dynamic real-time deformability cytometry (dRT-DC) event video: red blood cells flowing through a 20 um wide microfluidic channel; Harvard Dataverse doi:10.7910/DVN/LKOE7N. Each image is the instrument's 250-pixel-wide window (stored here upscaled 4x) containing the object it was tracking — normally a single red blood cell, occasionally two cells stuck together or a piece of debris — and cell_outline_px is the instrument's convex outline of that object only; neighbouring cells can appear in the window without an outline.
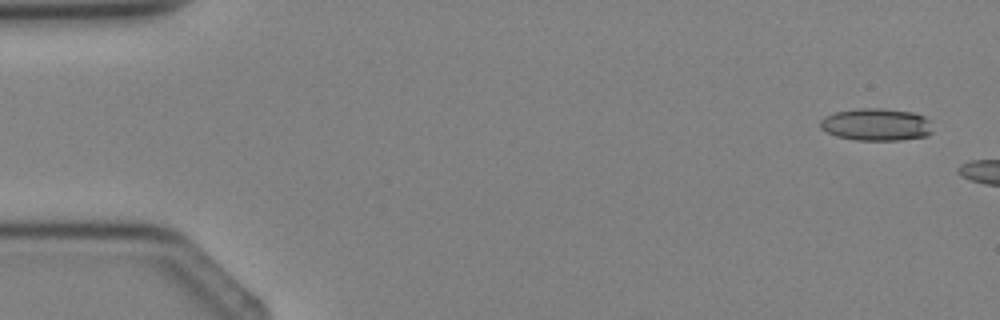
{"species": "Egyptian fruit bat (a non-hibernating species)", "species_latin": "Rousettus aegyptiacus", "temperature_condition": "cold", "stored_images_in_passage": 4, "camera_frame_rate_fps": 3000, "um_per_image_px": 0.085, "animal": {"sex": "female"}, "frame": {"image": 1, "passage_image": 1, "time_ms": 0.0, "image_size_px": [1000, 320], "cell_outline_px": [[932, 132], [928, 136], [900, 140], [856, 140], [836, 136], [820, 128], [820, 120], [824, 116], [836, 112], [856, 108], [880, 108], [912, 112], [924, 116], [932, 120]], "centroid_in_image_um": [74.52, 10.58], "position_along_channel_um": 10.5, "area_um2": 21.44}}